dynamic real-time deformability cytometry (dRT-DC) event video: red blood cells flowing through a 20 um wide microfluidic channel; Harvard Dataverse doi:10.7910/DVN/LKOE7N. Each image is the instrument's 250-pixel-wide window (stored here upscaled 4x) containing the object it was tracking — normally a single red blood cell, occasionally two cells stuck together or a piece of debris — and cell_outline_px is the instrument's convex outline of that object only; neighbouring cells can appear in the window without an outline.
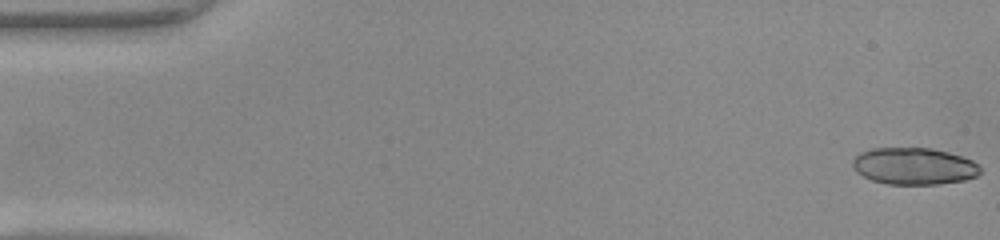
{"species": "common noctule bat (a hibernating species)", "species_latin": "Nyctalus noctula", "temperature_condition": "warm", "stored_images_in_passage": 49, "camera_frame_rate_fps": 3000, "um_per_image_px": 0.085, "animal": {"sex": "female", "body_mass_g": 22.0, "forearm_length_mm": 56.7}, "frame": {"image": 1, "passage_image": 1, "time_ms": 0.0, "image_size_px": [1000, 240], "cell_outline_px": [[980, 172], [976, 176], [964, 180], [936, 184], [888, 184], [872, 180], [856, 172], [852, 168], [852, 160], [860, 152], [872, 148], [932, 148], [948, 152], [972, 160], [980, 164]], "centroid_in_image_um": [77.67, 14.12], "position_along_channel_um": 7.3, "area_um2": 27.46}}
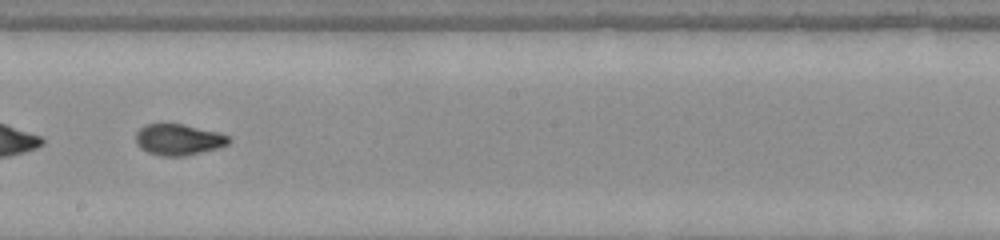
{"frame": {"image": 2, "passage_image": 28, "time_ms": 9.0, "image_size_px": [1000, 240], "cell_outline_px": [[232, 140], [228, 144], [220, 148], [184, 156], [160, 156], [148, 152], [140, 148], [136, 144], [136, 132], [144, 124], [184, 124], [220, 132], [228, 136]], "centroid_in_image_um": [15.19, 11.86], "position_along_channel_um": 233.0, "area_um2": 17.11}}
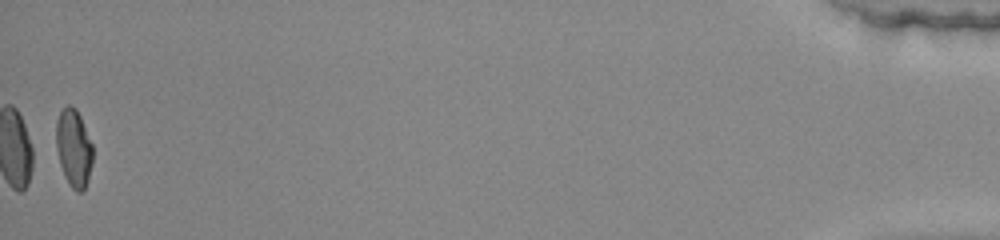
{"frame": {"image": 3, "passage_image": 49, "time_ms": 16.0, "image_size_px": [1000, 240], "cell_outline_px": [[92, 164], [88, 180], [84, 188], [80, 192], [76, 192], [68, 184], [64, 176], [60, 164], [56, 148], [56, 124], [60, 112], [68, 104], [76, 108], [80, 116], [92, 144]], "centroid_in_image_um": [6.26, 12.6], "position_along_channel_um": 428.9, "area_um2": 16.53}, "authors_computed_cell_mechanics": {"area_um2": 17.1666, "velocity_mm_per_s": 4.1994, "shape_relaxation_time_tau1_ms": 8.1661, "shape_relaxation_time_tau2_ms": 0.9402, "deformation_change_tau1": 0.2816, "deformation_change_tau2": 0.0482}}